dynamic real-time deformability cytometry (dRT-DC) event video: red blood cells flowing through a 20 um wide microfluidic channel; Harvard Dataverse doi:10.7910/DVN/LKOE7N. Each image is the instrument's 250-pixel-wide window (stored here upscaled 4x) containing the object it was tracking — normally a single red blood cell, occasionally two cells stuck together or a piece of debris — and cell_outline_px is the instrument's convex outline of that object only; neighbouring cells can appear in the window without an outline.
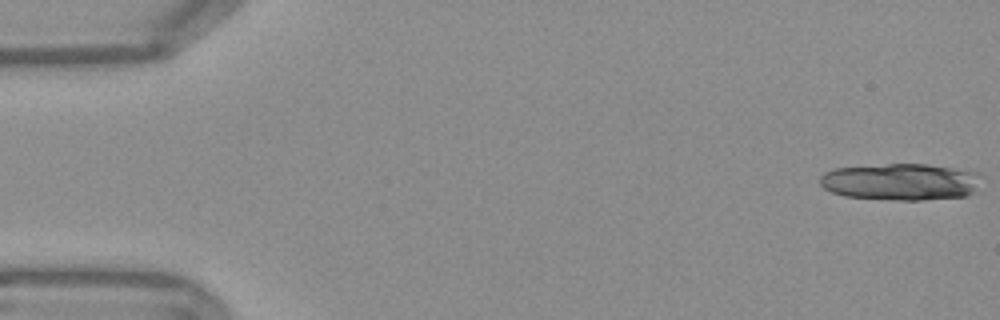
{"species": "Egyptian fruit bat (a non-hibernating species)", "species_latin": "Rousettus aegyptiacus", "temperature_condition": "warm", "stored_images_in_passage": 18, "camera_frame_rate_fps": 3000, "um_per_image_px": 0.085, "frame": {"image": 1, "passage_image": 1, "time_ms": 0.0, "image_size_px": [1000, 320], "cell_outline_px": [[980, 172], [972, 192], [964, 196], [920, 200], [900, 200], [844, 196], [832, 192], [824, 188], [820, 184], [820, 176], [824, 172], [836, 168], [888, 164], [928, 164]], "centroid_in_image_um": [76.5, 15.44], "position_along_channel_um": 8.5, "area_um2": 34.22}}